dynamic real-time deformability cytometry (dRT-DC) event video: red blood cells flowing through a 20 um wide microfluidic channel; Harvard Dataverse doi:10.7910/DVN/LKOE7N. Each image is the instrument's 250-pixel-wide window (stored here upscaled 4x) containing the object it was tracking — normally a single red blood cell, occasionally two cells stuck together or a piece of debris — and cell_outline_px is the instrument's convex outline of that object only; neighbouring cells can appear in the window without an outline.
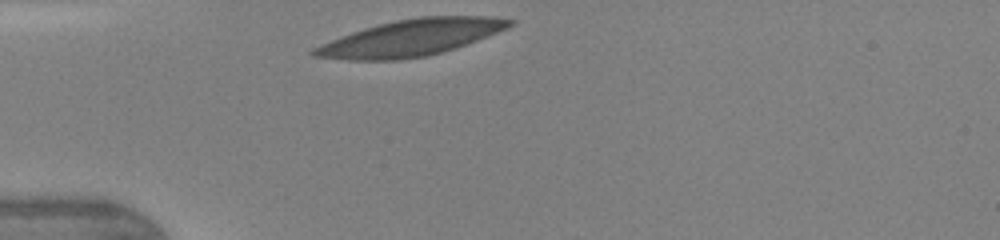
{"species": "human", "species_latin": "Homo sapiens", "temperature_condition": "warm", "stored_images_in_passage": 27, "camera_frame_rate_fps": 3000, "um_per_image_px": 0.085, "donor": {"sex": "female"}, "frame": {"image": 1, "passage_image": 1, "time_ms": 0.0, "image_size_px": [1000, 240], "cell_outline_px": [[516, 24], [508, 28], [456, 48], [428, 56], [400, 60], [348, 60], [312, 56], [308, 52], [312, 48], [352, 32], [364, 28], [396, 20], [420, 16], [496, 16], [516, 20]], "centroid_in_image_um": [34.97, 3.21], "position_along_channel_um": 50.0, "area_um2": 41.56}}
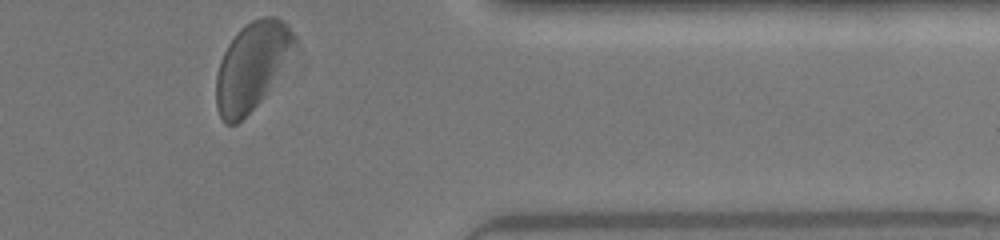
{"frame": {"image": 2, "passage_image": 27, "time_ms": 8.667, "image_size_px": [1000, 240], "cell_outline_px": [[296, 44], [260, 100], [236, 124], [224, 124], [216, 108], [216, 76], [220, 60], [228, 44], [236, 32], [240, 28], [252, 20], [264, 16], [276, 16], [284, 20], [288, 24], [296, 36]], "centroid_in_image_um": [21.36, 5.56], "position_along_channel_um": 390.0, "area_um2": 39.13}, "authors_computed_cell_mechanics": {"area_um2": 41.6738, "velocity_mm_per_s": 4.2584, "shape_relaxation_time_tau1_ms": 2.279, "shape_relaxation_time_tau2_ms": 1.0148, "deformation_change_tau1": 0.1161, "deformation_change_tau2": 0.0844}}